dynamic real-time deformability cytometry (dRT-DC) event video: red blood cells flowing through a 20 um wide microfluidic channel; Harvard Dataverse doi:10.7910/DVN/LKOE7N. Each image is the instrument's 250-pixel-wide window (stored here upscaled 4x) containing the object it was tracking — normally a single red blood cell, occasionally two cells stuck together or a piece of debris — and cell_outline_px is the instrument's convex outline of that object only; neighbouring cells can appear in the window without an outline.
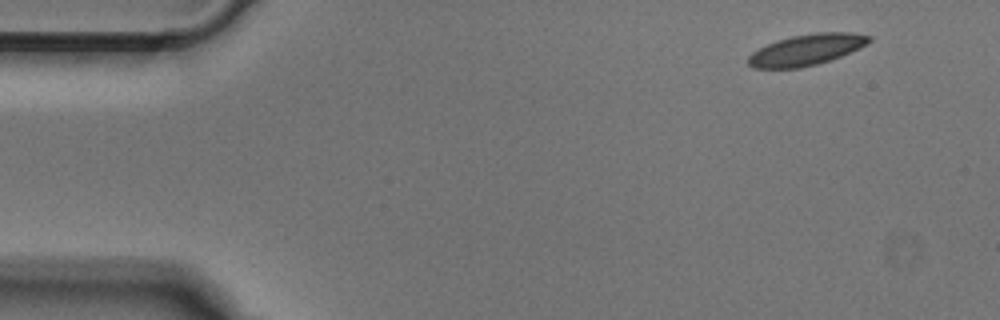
{"species": "Egyptian fruit bat (a non-hibernating species)", "species_latin": "Rousettus aegyptiacus", "temperature_condition": "cold", "stored_images_in_passage": 47, "camera_frame_rate_fps": 3000, "um_per_image_px": 0.085, "animal": {"sex": "male"}, "frame": {"image": 1, "passage_image": 1, "time_ms": 0.0, "image_size_px": [1000, 320], "cell_outline_px": [[872, 40], [868, 44], [860, 48], [840, 56], [816, 64], [800, 68], [752, 68], [748, 64], [748, 56], [752, 52], [776, 40], [792, 36], [816, 32], [852, 32], [872, 36]], "centroid_in_image_um": [68.57, 4.22], "position_along_channel_um": 16.4, "area_um2": 21.85}}
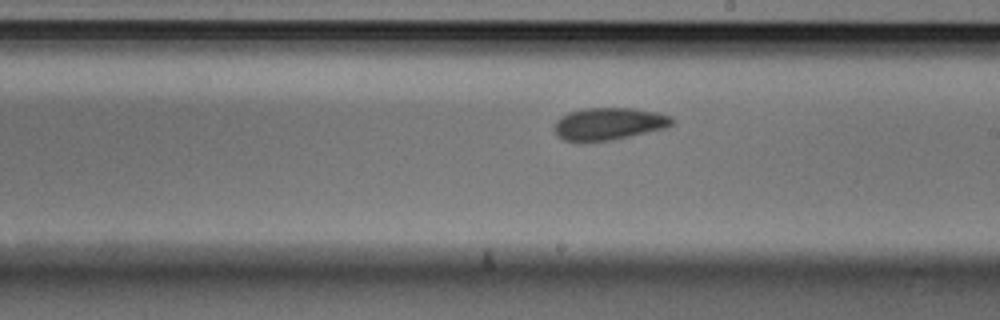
{"frame": {"image": 2, "passage_image": 25, "time_ms": 8.0, "image_size_px": [1000, 320], "cell_outline_px": [[672, 124], [664, 128], [612, 140], [580, 144], [564, 140], [556, 136], [556, 120], [560, 116], [568, 112], [584, 108], [636, 108], [656, 112], [672, 116]], "centroid_in_image_um": [51.69, 10.54], "position_along_channel_um": 237.3, "area_um2": 22.48}}
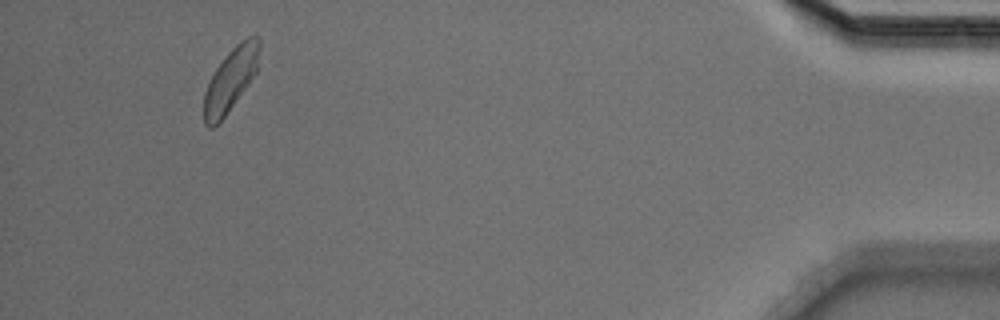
{"frame": {"image": 3, "passage_image": 44, "time_ms": 14.333, "image_size_px": [1000, 320], "cell_outline_px": [[260, 48], [256, 72], [248, 84], [224, 116], [212, 128], [208, 128], [204, 124], [204, 92], [216, 68], [228, 52], [240, 40], [248, 36], [256, 36], [260, 40]], "centroid_in_image_um": [19.6, 6.74], "position_along_channel_um": 415.6, "area_um2": 20.0}}